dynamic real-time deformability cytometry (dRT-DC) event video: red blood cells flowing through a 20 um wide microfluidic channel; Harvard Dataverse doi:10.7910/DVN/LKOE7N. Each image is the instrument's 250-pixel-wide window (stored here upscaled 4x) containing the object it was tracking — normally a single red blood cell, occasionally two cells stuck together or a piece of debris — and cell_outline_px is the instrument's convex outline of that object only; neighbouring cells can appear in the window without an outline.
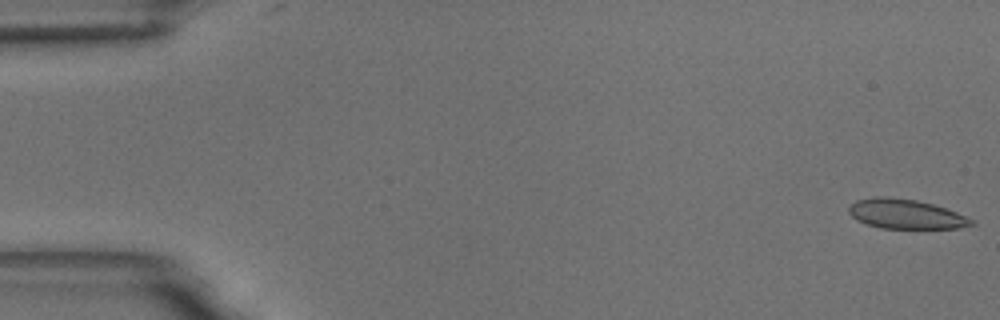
{"species": "common noctule bat (a hibernating species)", "species_latin": "Nyctalus noctula", "temperature_condition": "room temperature", "stored_images_in_passage": 56, "camera_frame_rate_fps": 3000, "um_per_image_px": 0.085, "animal": {"sex": "male", "body_mass_g": 18.8}, "frame": {"image": 1, "passage_image": 1, "time_ms": 0.0, "image_size_px": [1000, 320], "cell_outline_px": [[976, 224], [960, 228], [880, 228], [856, 220], [848, 212], [848, 208], [856, 200], [876, 196], [888, 196], [916, 200], [932, 204], [956, 212], [972, 220]], "centroid_in_image_um": [76.95, 18.19], "position_along_channel_um": 8.0, "area_um2": 20.98}}
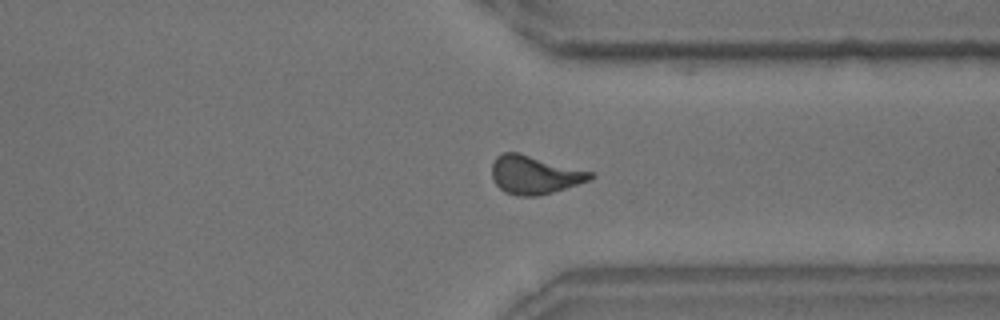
{"frame": {"image": 2, "passage_image": 42, "time_ms": 13.667, "image_size_px": [1000, 320], "cell_outline_px": [[596, 176], [588, 180], [552, 192], [536, 196], [516, 196], [504, 192], [496, 184], [492, 176], [492, 164], [496, 156], [504, 152], [516, 152], [596, 172]], "centroid_in_image_um": [45.44, 14.85], "position_along_channel_um": 366.0, "area_um2": 21.96}}
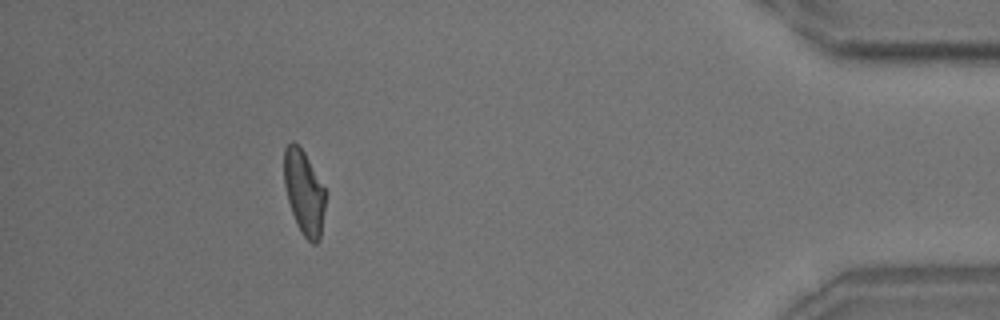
{"frame": {"image": 3, "passage_image": 50, "time_ms": 16.333, "image_size_px": [1000, 320], "cell_outline_px": [[324, 208], [320, 240], [316, 244], [312, 244], [304, 236], [296, 224], [288, 200], [284, 184], [284, 148], [292, 140], [304, 152], [324, 188]], "centroid_in_image_um": [25.82, 16.37], "position_along_channel_um": 409.4, "area_um2": 19.94}, "authors_computed_cell_mechanics": {"area_um2": 21.5305, "velocity_mm_per_s": 3.6667, "shape_relaxation_time_tau1_ms": 8.8613, "shape_relaxation_time_tau2_ms": 2.028, "deformation_change_tau1": 0.1753, "deformation_change_tau2": 0.0813}}